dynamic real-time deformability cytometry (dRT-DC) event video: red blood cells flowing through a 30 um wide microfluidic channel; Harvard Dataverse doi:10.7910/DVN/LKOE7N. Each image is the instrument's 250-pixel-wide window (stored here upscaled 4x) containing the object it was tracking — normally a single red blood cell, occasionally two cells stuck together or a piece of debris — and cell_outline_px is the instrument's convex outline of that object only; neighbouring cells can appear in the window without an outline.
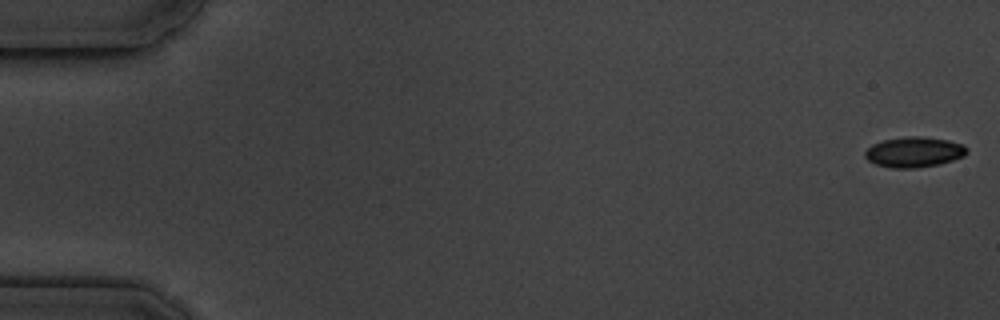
{"species": "common noctule bat (a hibernating species)", "species_latin": "Nyctalus noctula", "temperature_condition": "cold", "stored_images_in_passage": 5, "camera_frame_rate_fps": 3000, "um_per_image_px": 0.085, "animal": {"sex": "male", "body_mass_g": 19.5, "forearm_length_mm": 54.6}, "frame": {"image": 1, "passage_image": 1, "time_ms": 0.0, "image_size_px": [1000, 320], "cell_outline_px": [[968, 152], [964, 156], [940, 164], [916, 168], [892, 168], [876, 164], [868, 160], [864, 156], [864, 152], [872, 144], [884, 140], [904, 136], [920, 136], [948, 140], [964, 144], [968, 148]], "centroid_in_image_um": [77.71, 12.92], "position_along_channel_um": 7.3, "area_um2": 18.15}}
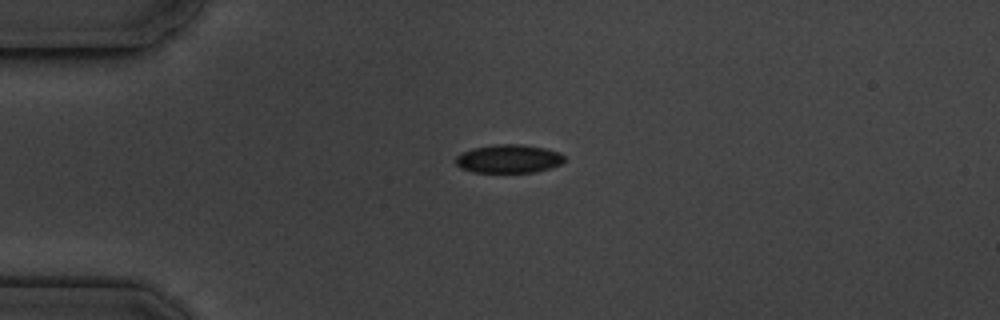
{"frame": {"image": 2, "passage_image": 4, "time_ms": 4.333, "image_size_px": [1000, 320], "cell_outline_px": [[564, 160], [560, 164], [552, 168], [536, 172], [472, 172], [460, 168], [456, 164], [456, 156], [460, 152], [472, 148], [500, 144], [520, 144], [544, 148], [560, 152], [564, 156]], "centroid_in_image_um": [43.23, 13.5], "position_along_channel_um": 41.8, "area_um2": 18.09}}